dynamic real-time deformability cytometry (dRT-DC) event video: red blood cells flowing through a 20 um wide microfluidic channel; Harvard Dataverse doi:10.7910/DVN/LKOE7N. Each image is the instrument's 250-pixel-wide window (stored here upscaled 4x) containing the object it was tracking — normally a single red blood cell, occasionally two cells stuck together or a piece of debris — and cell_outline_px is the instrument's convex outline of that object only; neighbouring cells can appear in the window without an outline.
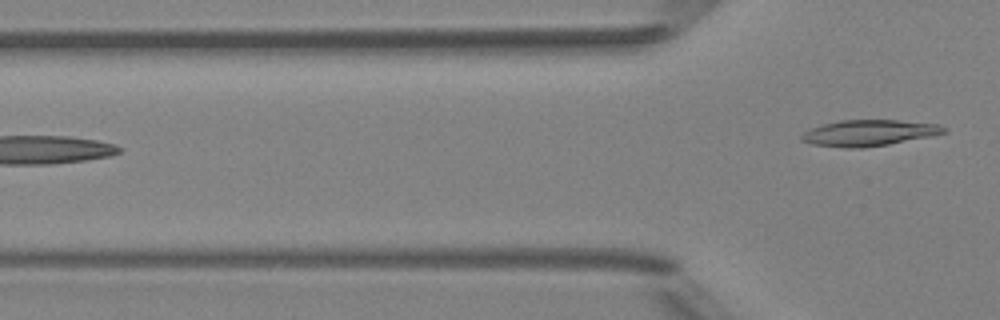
{"species": "Egyptian fruit bat (a non-hibernating species)", "species_latin": "Rousettus aegyptiacus", "temperature_condition": "room temperature", "stored_images_in_passage": 6, "camera_frame_rate_fps": 3000, "um_per_image_px": 0.085, "animal": {"sex": "female"}, "frame": {"image": 1, "passage_image": 6, "time_ms": 6.0, "image_size_px": [1000, 320], "cell_outline_px": [[948, 132], [932, 136], [888, 144], [860, 148], [844, 148], [812, 144], [800, 140], [800, 136], [804, 132], [812, 128], [824, 124], [840, 120], [900, 120], [936, 124], [948, 128]], "centroid_in_image_um": [73.88, 11.3], "position_along_channel_um": 51.9, "area_um2": 21.62}}